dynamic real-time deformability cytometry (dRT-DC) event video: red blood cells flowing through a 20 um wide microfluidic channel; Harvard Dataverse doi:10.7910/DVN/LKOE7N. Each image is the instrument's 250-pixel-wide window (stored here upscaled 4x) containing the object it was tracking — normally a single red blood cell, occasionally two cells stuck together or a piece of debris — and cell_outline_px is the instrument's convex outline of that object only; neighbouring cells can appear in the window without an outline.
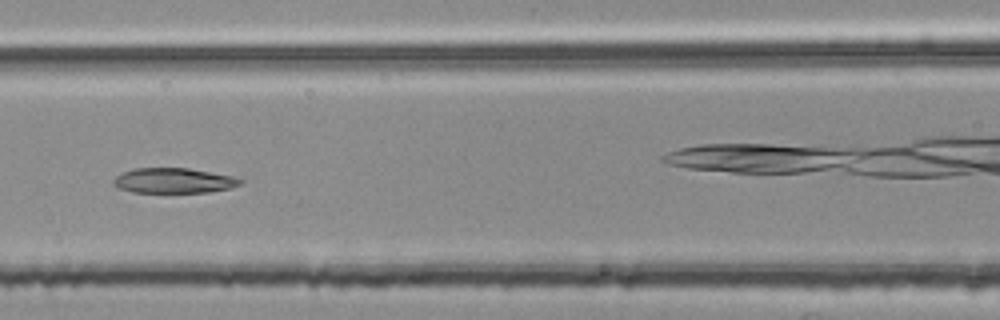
{"species": "common noctule bat (a hibernating species)", "species_latin": "Nyctalus noctula", "temperature_condition": "room temperature", "stored_images_in_passage": 55, "segment_of_instrument_passage": [2, 2], "camera_frame_rate_fps": 3000, "um_per_image_px": 0.085, "animal": {"sex": "female", "body_mass_g": 25.1}, "frame": {"image": 1, "passage_image": 25, "time_ms": 8.0, "image_size_px": [1000, 320], "cell_outline_px": [[244, 180], [240, 184], [232, 188], [208, 192], [132, 192], [116, 188], [112, 184], [112, 180], [116, 176], [132, 168], [188, 168], [232, 176]], "centroid_in_image_um": [14.73, 15.35], "position_along_channel_um": 151.9, "area_um2": 18.61}}
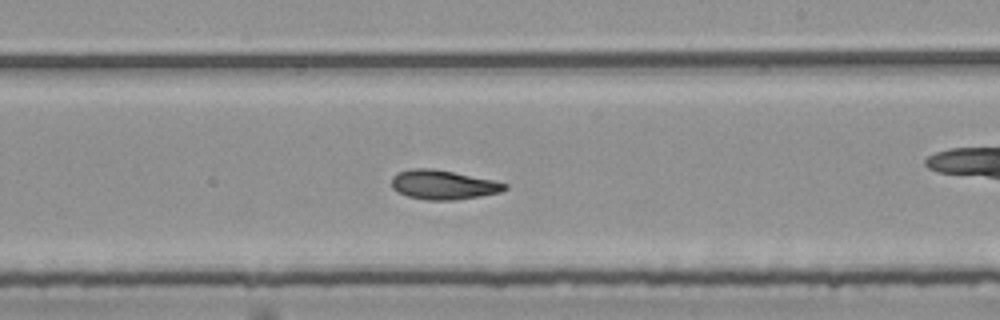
{"frame": {"image": 2, "passage_image": 33, "time_ms": 10.667, "image_size_px": [1000, 320], "cell_outline_px": [[508, 188], [500, 192], [480, 196], [452, 200], [428, 200], [408, 196], [396, 192], [392, 188], [392, 176], [400, 172], [412, 168], [432, 168], [492, 180], [508, 184]], "centroid_in_image_um": [37.65, 15.71], "position_along_channel_um": 251.4, "area_um2": 19.13}}
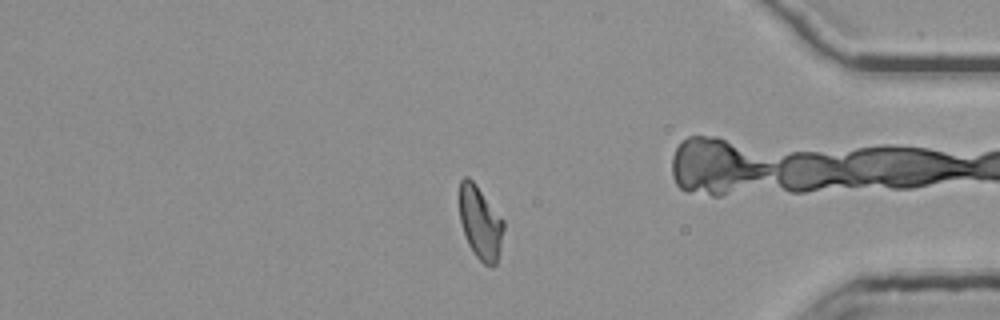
{"frame": {"image": 3, "passage_image": 47, "time_ms": 15.333, "image_size_px": [1000, 320], "cell_outline_px": [[504, 228], [500, 248], [496, 264], [492, 268], [484, 264], [472, 252], [468, 244], [460, 220], [460, 180], [464, 176], [468, 176], [476, 184], [504, 220]], "centroid_in_image_um": [40.83, 18.94], "position_along_channel_um": 394.4, "area_um2": 18.79}}